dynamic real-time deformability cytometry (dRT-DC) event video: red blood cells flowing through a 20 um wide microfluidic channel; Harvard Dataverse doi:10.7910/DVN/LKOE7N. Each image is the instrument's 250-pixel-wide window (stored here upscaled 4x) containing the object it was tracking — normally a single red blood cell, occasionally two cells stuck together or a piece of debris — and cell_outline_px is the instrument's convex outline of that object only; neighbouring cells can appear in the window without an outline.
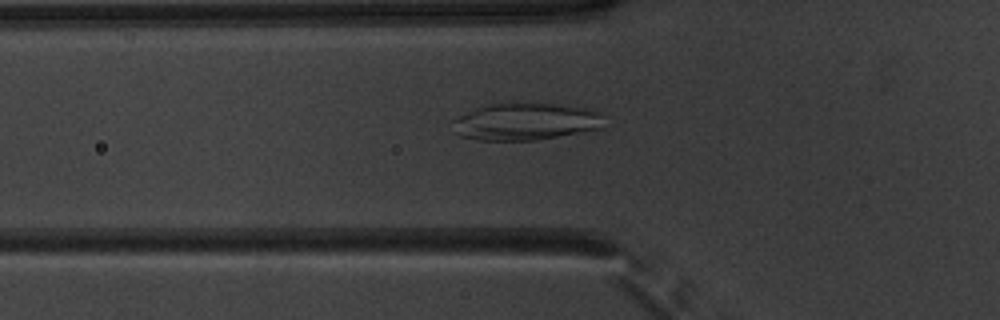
{"species": "common noctule bat (a hibernating species)", "species_latin": "Nyctalus noctula", "temperature_condition": "warm", "stored_images_in_passage": 52, "camera_frame_rate_fps": 3000, "um_per_image_px": 0.085, "animal": {"sex": "male", "body_mass_g": 20.1, "forearm_length_mm": 53.5}, "frame": {"image": 1, "passage_image": 19, "time_ms": 6.0, "image_size_px": [1000, 320], "cell_outline_px": [[604, 128], [536, 140], [476, 140], [460, 136], [456, 132], [452, 120], [476, 108], [488, 104], [552, 104], [592, 108], [600, 116]], "centroid_in_image_um": [44.68, 10.35], "position_along_channel_um": 81.1, "area_um2": 32.31}}
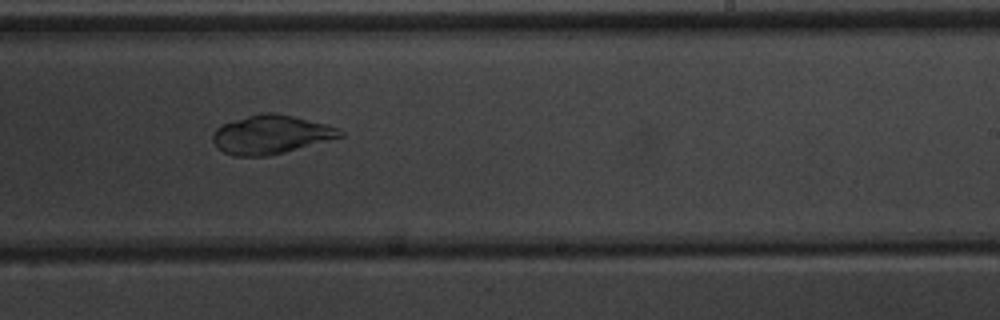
{"frame": {"image": 2, "passage_image": 33, "time_ms": 10.667, "image_size_px": [1000, 320], "cell_outline_px": [[344, 136], [284, 152], [268, 156], [232, 156], [224, 152], [212, 140], [212, 132], [216, 128], [224, 124], [248, 116], [264, 112], [276, 112], [340, 128], [344, 132]], "centroid_in_image_um": [23.03, 11.44], "position_along_channel_um": 266.0, "area_um2": 28.38}}
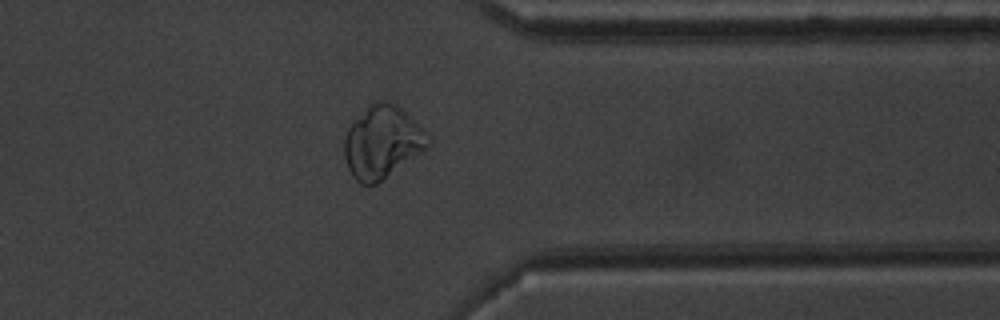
{"frame": {"image": 3, "passage_image": 42, "time_ms": 13.667, "image_size_px": [1000, 320], "cell_outline_px": [[432, 144], [428, 148], [376, 184], [360, 184], [352, 176], [348, 168], [344, 156], [344, 136], [348, 128], [364, 108], [372, 100], [380, 100], [396, 104], [428, 132], [432, 140]], "centroid_in_image_um": [32.5, 12.06], "position_along_channel_um": 378.9, "area_um2": 35.66}}